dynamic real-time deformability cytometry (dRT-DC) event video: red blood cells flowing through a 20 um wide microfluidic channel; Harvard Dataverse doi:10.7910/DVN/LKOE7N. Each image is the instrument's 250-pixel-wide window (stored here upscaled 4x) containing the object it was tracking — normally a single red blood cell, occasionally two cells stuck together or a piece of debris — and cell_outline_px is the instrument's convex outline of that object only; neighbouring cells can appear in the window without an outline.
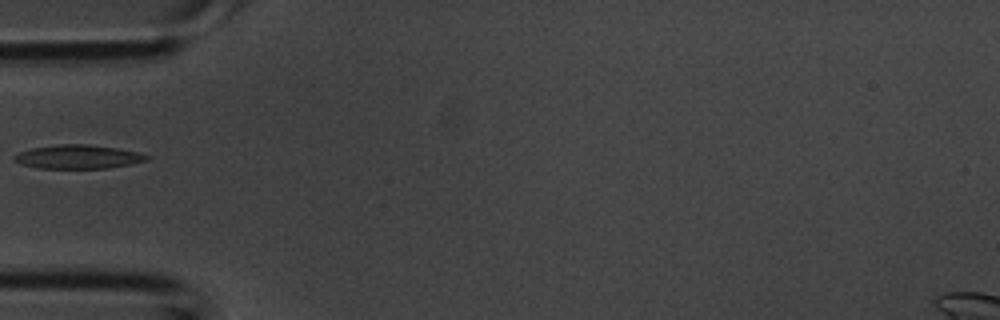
{"species": "common noctule bat (a hibernating species)", "species_latin": "Nyctalus noctula", "temperature_condition": "room temperature", "stored_images_in_passage": 1, "camera_frame_rate_fps": 3000, "um_per_image_px": 0.085, "animal": {"sex": "male", "body_mass_g": 20.1, "forearm_length_mm": 53.5}, "frame": {"image": 1, "passage_image": 1, "time_ms": 0.0, "image_size_px": [1000, 320], "cell_outline_px": [[148, 160], [108, 168], [36, 168], [20, 164], [12, 160], [12, 156], [20, 152], [32, 148], [60, 144], [88, 144], [116, 148], [136, 152], [148, 156]], "centroid_in_image_um": [6.55, 13.33], "position_along_channel_um": 78.4, "area_um2": 18.21}}